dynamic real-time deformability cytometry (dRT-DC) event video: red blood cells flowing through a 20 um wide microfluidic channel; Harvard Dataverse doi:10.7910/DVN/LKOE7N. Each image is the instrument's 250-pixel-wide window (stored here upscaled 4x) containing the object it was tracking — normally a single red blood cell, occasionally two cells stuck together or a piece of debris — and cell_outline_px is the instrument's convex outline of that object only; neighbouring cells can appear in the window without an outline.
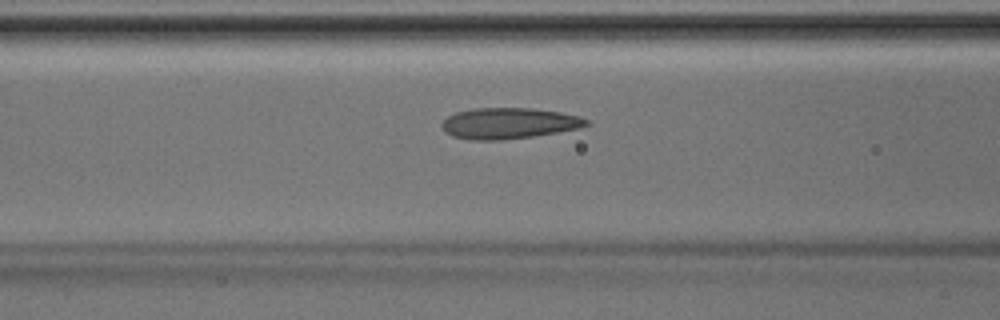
{"species": "Egyptian fruit bat (a non-hibernating species)", "species_latin": "Rousettus aegyptiacus", "temperature_condition": "room temperature", "stored_images_in_passage": 43, "camera_frame_rate_fps": 3000, "um_per_image_px": 0.085, "animal": {"sex": "male"}, "frame": {"image": 1, "passage_image": 16, "time_ms": 5.0, "image_size_px": [1000, 320], "cell_outline_px": [[592, 124], [580, 128], [532, 136], [500, 140], [472, 140], [452, 136], [440, 124], [448, 116], [456, 112], [476, 108], [532, 108], [560, 112], [580, 116], [588, 120]], "centroid_in_image_um": [43.29, 10.47], "position_along_channel_um": 123.3, "area_um2": 25.95}}
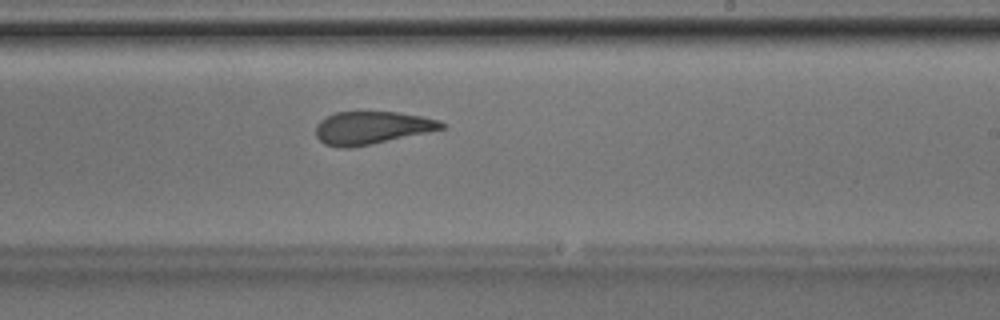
{"frame": {"image": 2, "passage_image": 25, "time_ms": 8.0, "image_size_px": [1000, 320], "cell_outline_px": [[444, 128], [428, 132], [372, 144], [352, 148], [336, 148], [324, 144], [316, 136], [316, 124], [320, 120], [336, 112], [396, 112], [420, 116], [440, 120], [444, 124]], "centroid_in_image_um": [31.56, 10.87], "position_along_channel_um": 257.4, "area_um2": 23.99}}
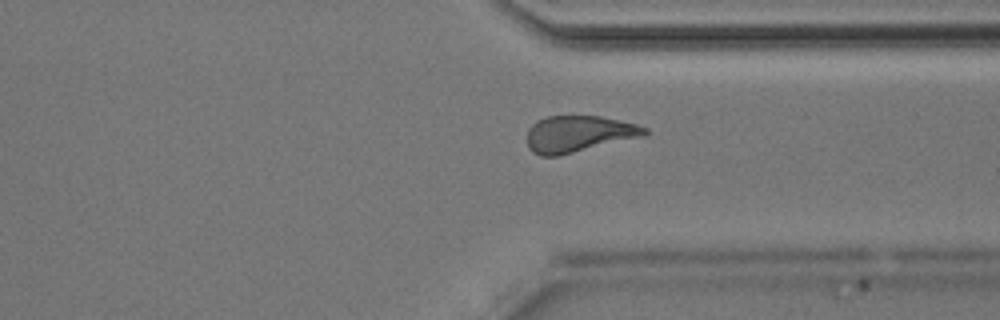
{"frame": {"image": 3, "passage_image": 32, "time_ms": 10.333, "image_size_px": [1000, 320], "cell_outline_px": [[648, 132], [644, 136], [560, 156], [540, 156], [532, 152], [528, 148], [528, 128], [536, 120], [548, 116], [600, 116], [636, 124], [648, 128]], "centroid_in_image_um": [49.17, 11.39], "position_along_channel_um": 362.2, "area_um2": 25.14}}